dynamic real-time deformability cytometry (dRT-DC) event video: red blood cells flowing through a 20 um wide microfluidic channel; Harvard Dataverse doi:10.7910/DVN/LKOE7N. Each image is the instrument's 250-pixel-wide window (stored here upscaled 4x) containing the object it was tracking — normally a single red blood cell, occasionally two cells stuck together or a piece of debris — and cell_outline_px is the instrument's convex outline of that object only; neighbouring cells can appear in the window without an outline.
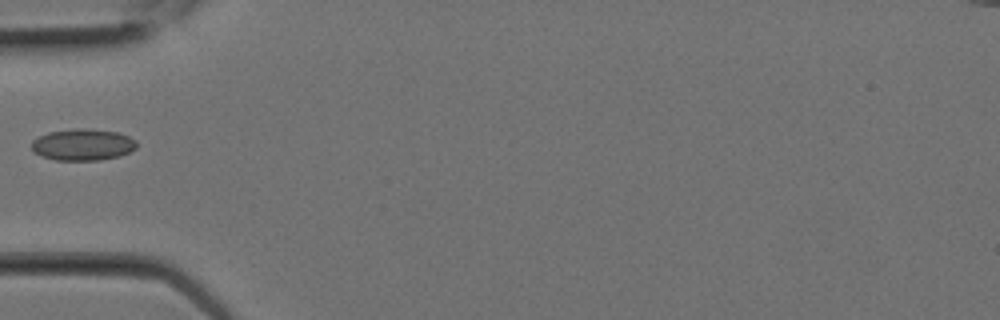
{"species": "Egyptian fruit bat (a non-hibernating species)", "species_latin": "Rousettus aegyptiacus", "temperature_condition": "room temperature", "stored_images_in_passage": 3, "camera_frame_rate_fps": 3000, "um_per_image_px": 0.085, "animal": {"sex": "female"}, "frame": {"image": 1, "passage_image": 3, "time_ms": 0.667, "image_size_px": [1000, 320], "cell_outline_px": [[136, 148], [120, 156], [100, 160], [56, 160], [32, 152], [32, 140], [48, 132], [76, 128], [80, 128], [120, 132], [136, 140]], "centroid_in_image_um": [7.04, 12.29], "position_along_channel_um": 78.0, "area_um2": 19.31}}